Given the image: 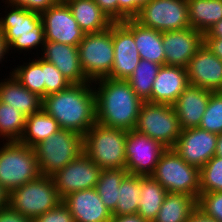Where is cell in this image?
Returning a JSON list of instances; mask_svg holds the SVG:
<instances>
[{"label":"cell","mask_w":222,"mask_h":222,"mask_svg":"<svg viewBox=\"0 0 222 222\" xmlns=\"http://www.w3.org/2000/svg\"><path fill=\"white\" fill-rule=\"evenodd\" d=\"M28 62L15 65L11 74L29 91L37 94L40 98L45 97L44 70H42V58H29Z\"/></svg>","instance_id":"cell-30"},{"label":"cell","mask_w":222,"mask_h":222,"mask_svg":"<svg viewBox=\"0 0 222 222\" xmlns=\"http://www.w3.org/2000/svg\"><path fill=\"white\" fill-rule=\"evenodd\" d=\"M200 193L222 192V157L213 156L199 169Z\"/></svg>","instance_id":"cell-35"},{"label":"cell","mask_w":222,"mask_h":222,"mask_svg":"<svg viewBox=\"0 0 222 222\" xmlns=\"http://www.w3.org/2000/svg\"><path fill=\"white\" fill-rule=\"evenodd\" d=\"M169 193L200 196L199 168L188 164L173 148L165 149L151 175Z\"/></svg>","instance_id":"cell-7"},{"label":"cell","mask_w":222,"mask_h":222,"mask_svg":"<svg viewBox=\"0 0 222 222\" xmlns=\"http://www.w3.org/2000/svg\"><path fill=\"white\" fill-rule=\"evenodd\" d=\"M26 116L0 101V140L19 141L25 130Z\"/></svg>","instance_id":"cell-34"},{"label":"cell","mask_w":222,"mask_h":222,"mask_svg":"<svg viewBox=\"0 0 222 222\" xmlns=\"http://www.w3.org/2000/svg\"><path fill=\"white\" fill-rule=\"evenodd\" d=\"M42 70H44L45 97L67 89L71 83L52 64L42 59Z\"/></svg>","instance_id":"cell-37"},{"label":"cell","mask_w":222,"mask_h":222,"mask_svg":"<svg viewBox=\"0 0 222 222\" xmlns=\"http://www.w3.org/2000/svg\"><path fill=\"white\" fill-rule=\"evenodd\" d=\"M62 201L75 222H109L112 218L95 188L72 192Z\"/></svg>","instance_id":"cell-20"},{"label":"cell","mask_w":222,"mask_h":222,"mask_svg":"<svg viewBox=\"0 0 222 222\" xmlns=\"http://www.w3.org/2000/svg\"><path fill=\"white\" fill-rule=\"evenodd\" d=\"M71 10L78 26L86 33H98L113 23L94 0H63Z\"/></svg>","instance_id":"cell-24"},{"label":"cell","mask_w":222,"mask_h":222,"mask_svg":"<svg viewBox=\"0 0 222 222\" xmlns=\"http://www.w3.org/2000/svg\"><path fill=\"white\" fill-rule=\"evenodd\" d=\"M135 130L155 139L162 146L174 148L181 128L173 105L143 102Z\"/></svg>","instance_id":"cell-9"},{"label":"cell","mask_w":222,"mask_h":222,"mask_svg":"<svg viewBox=\"0 0 222 222\" xmlns=\"http://www.w3.org/2000/svg\"><path fill=\"white\" fill-rule=\"evenodd\" d=\"M140 193L137 214L146 221L153 222L168 192L152 176H141Z\"/></svg>","instance_id":"cell-28"},{"label":"cell","mask_w":222,"mask_h":222,"mask_svg":"<svg viewBox=\"0 0 222 222\" xmlns=\"http://www.w3.org/2000/svg\"><path fill=\"white\" fill-rule=\"evenodd\" d=\"M40 57L52 63L71 84L90 82L82 71L77 46L45 41Z\"/></svg>","instance_id":"cell-19"},{"label":"cell","mask_w":222,"mask_h":222,"mask_svg":"<svg viewBox=\"0 0 222 222\" xmlns=\"http://www.w3.org/2000/svg\"><path fill=\"white\" fill-rule=\"evenodd\" d=\"M8 54H11L8 53V47L4 41V34L3 32L0 30V64L2 66V63L7 55V57L9 56Z\"/></svg>","instance_id":"cell-48"},{"label":"cell","mask_w":222,"mask_h":222,"mask_svg":"<svg viewBox=\"0 0 222 222\" xmlns=\"http://www.w3.org/2000/svg\"><path fill=\"white\" fill-rule=\"evenodd\" d=\"M33 222H75L68 207L61 201L55 208L39 215Z\"/></svg>","instance_id":"cell-39"},{"label":"cell","mask_w":222,"mask_h":222,"mask_svg":"<svg viewBox=\"0 0 222 222\" xmlns=\"http://www.w3.org/2000/svg\"><path fill=\"white\" fill-rule=\"evenodd\" d=\"M166 148L155 139L135 129L127 131L125 143L126 170L129 174L151 176Z\"/></svg>","instance_id":"cell-13"},{"label":"cell","mask_w":222,"mask_h":222,"mask_svg":"<svg viewBox=\"0 0 222 222\" xmlns=\"http://www.w3.org/2000/svg\"><path fill=\"white\" fill-rule=\"evenodd\" d=\"M189 85L212 92H222V60L203 44L187 67Z\"/></svg>","instance_id":"cell-18"},{"label":"cell","mask_w":222,"mask_h":222,"mask_svg":"<svg viewBox=\"0 0 222 222\" xmlns=\"http://www.w3.org/2000/svg\"><path fill=\"white\" fill-rule=\"evenodd\" d=\"M186 222H218L214 218L206 216L198 208L192 213V215L187 219Z\"/></svg>","instance_id":"cell-45"},{"label":"cell","mask_w":222,"mask_h":222,"mask_svg":"<svg viewBox=\"0 0 222 222\" xmlns=\"http://www.w3.org/2000/svg\"><path fill=\"white\" fill-rule=\"evenodd\" d=\"M0 101L18 109L26 117L42 108V98L25 88L11 72L7 78L0 79Z\"/></svg>","instance_id":"cell-23"},{"label":"cell","mask_w":222,"mask_h":222,"mask_svg":"<svg viewBox=\"0 0 222 222\" xmlns=\"http://www.w3.org/2000/svg\"><path fill=\"white\" fill-rule=\"evenodd\" d=\"M133 19V0H118V22Z\"/></svg>","instance_id":"cell-43"},{"label":"cell","mask_w":222,"mask_h":222,"mask_svg":"<svg viewBox=\"0 0 222 222\" xmlns=\"http://www.w3.org/2000/svg\"><path fill=\"white\" fill-rule=\"evenodd\" d=\"M133 36L142 60L165 65L162 32L140 25L133 19Z\"/></svg>","instance_id":"cell-25"},{"label":"cell","mask_w":222,"mask_h":222,"mask_svg":"<svg viewBox=\"0 0 222 222\" xmlns=\"http://www.w3.org/2000/svg\"><path fill=\"white\" fill-rule=\"evenodd\" d=\"M40 15L44 24L45 41L78 47L85 32L78 26L70 8L63 0Z\"/></svg>","instance_id":"cell-15"},{"label":"cell","mask_w":222,"mask_h":222,"mask_svg":"<svg viewBox=\"0 0 222 222\" xmlns=\"http://www.w3.org/2000/svg\"><path fill=\"white\" fill-rule=\"evenodd\" d=\"M42 108L61 129L84 135L96 121V97L93 83L71 84L67 89L42 99Z\"/></svg>","instance_id":"cell-2"},{"label":"cell","mask_w":222,"mask_h":222,"mask_svg":"<svg viewBox=\"0 0 222 222\" xmlns=\"http://www.w3.org/2000/svg\"><path fill=\"white\" fill-rule=\"evenodd\" d=\"M187 11L191 27L204 34L222 19V0H187Z\"/></svg>","instance_id":"cell-27"},{"label":"cell","mask_w":222,"mask_h":222,"mask_svg":"<svg viewBox=\"0 0 222 222\" xmlns=\"http://www.w3.org/2000/svg\"><path fill=\"white\" fill-rule=\"evenodd\" d=\"M92 83L97 123L126 131L135 129L143 101L129 82L105 77Z\"/></svg>","instance_id":"cell-1"},{"label":"cell","mask_w":222,"mask_h":222,"mask_svg":"<svg viewBox=\"0 0 222 222\" xmlns=\"http://www.w3.org/2000/svg\"><path fill=\"white\" fill-rule=\"evenodd\" d=\"M126 138V130L96 122L83 135V152L101 169H125Z\"/></svg>","instance_id":"cell-4"},{"label":"cell","mask_w":222,"mask_h":222,"mask_svg":"<svg viewBox=\"0 0 222 222\" xmlns=\"http://www.w3.org/2000/svg\"><path fill=\"white\" fill-rule=\"evenodd\" d=\"M196 209L195 197L168 192L153 222H186Z\"/></svg>","instance_id":"cell-26"},{"label":"cell","mask_w":222,"mask_h":222,"mask_svg":"<svg viewBox=\"0 0 222 222\" xmlns=\"http://www.w3.org/2000/svg\"><path fill=\"white\" fill-rule=\"evenodd\" d=\"M102 169L85 153L68 163L52 175V179L61 199L72 192L95 188Z\"/></svg>","instance_id":"cell-14"},{"label":"cell","mask_w":222,"mask_h":222,"mask_svg":"<svg viewBox=\"0 0 222 222\" xmlns=\"http://www.w3.org/2000/svg\"><path fill=\"white\" fill-rule=\"evenodd\" d=\"M204 38H222V19L204 33Z\"/></svg>","instance_id":"cell-47"},{"label":"cell","mask_w":222,"mask_h":222,"mask_svg":"<svg viewBox=\"0 0 222 222\" xmlns=\"http://www.w3.org/2000/svg\"><path fill=\"white\" fill-rule=\"evenodd\" d=\"M112 41L114 61L107 77L127 80L141 60L133 36V19L112 23Z\"/></svg>","instance_id":"cell-12"},{"label":"cell","mask_w":222,"mask_h":222,"mask_svg":"<svg viewBox=\"0 0 222 222\" xmlns=\"http://www.w3.org/2000/svg\"><path fill=\"white\" fill-rule=\"evenodd\" d=\"M188 85L185 67L162 65L153 82L151 103L173 105Z\"/></svg>","instance_id":"cell-21"},{"label":"cell","mask_w":222,"mask_h":222,"mask_svg":"<svg viewBox=\"0 0 222 222\" xmlns=\"http://www.w3.org/2000/svg\"><path fill=\"white\" fill-rule=\"evenodd\" d=\"M211 93L210 90L192 85L184 89L173 104L181 130L199 126Z\"/></svg>","instance_id":"cell-22"},{"label":"cell","mask_w":222,"mask_h":222,"mask_svg":"<svg viewBox=\"0 0 222 222\" xmlns=\"http://www.w3.org/2000/svg\"><path fill=\"white\" fill-rule=\"evenodd\" d=\"M204 44L222 60V38H204Z\"/></svg>","instance_id":"cell-44"},{"label":"cell","mask_w":222,"mask_h":222,"mask_svg":"<svg viewBox=\"0 0 222 222\" xmlns=\"http://www.w3.org/2000/svg\"><path fill=\"white\" fill-rule=\"evenodd\" d=\"M112 22H118V0H94Z\"/></svg>","instance_id":"cell-41"},{"label":"cell","mask_w":222,"mask_h":222,"mask_svg":"<svg viewBox=\"0 0 222 222\" xmlns=\"http://www.w3.org/2000/svg\"><path fill=\"white\" fill-rule=\"evenodd\" d=\"M3 3L13 6L23 7L29 11H35L42 13L48 10L50 7L56 5L60 0H2Z\"/></svg>","instance_id":"cell-40"},{"label":"cell","mask_w":222,"mask_h":222,"mask_svg":"<svg viewBox=\"0 0 222 222\" xmlns=\"http://www.w3.org/2000/svg\"><path fill=\"white\" fill-rule=\"evenodd\" d=\"M60 129L59 123L41 108L26 117L25 130L19 141L33 148Z\"/></svg>","instance_id":"cell-29"},{"label":"cell","mask_w":222,"mask_h":222,"mask_svg":"<svg viewBox=\"0 0 222 222\" xmlns=\"http://www.w3.org/2000/svg\"><path fill=\"white\" fill-rule=\"evenodd\" d=\"M61 201L52 177L43 175L9 193V207L33 221Z\"/></svg>","instance_id":"cell-8"},{"label":"cell","mask_w":222,"mask_h":222,"mask_svg":"<svg viewBox=\"0 0 222 222\" xmlns=\"http://www.w3.org/2000/svg\"><path fill=\"white\" fill-rule=\"evenodd\" d=\"M210 133H222V92H212L198 126Z\"/></svg>","instance_id":"cell-36"},{"label":"cell","mask_w":222,"mask_h":222,"mask_svg":"<svg viewBox=\"0 0 222 222\" xmlns=\"http://www.w3.org/2000/svg\"><path fill=\"white\" fill-rule=\"evenodd\" d=\"M109 222H148L141 218L138 214L112 216Z\"/></svg>","instance_id":"cell-46"},{"label":"cell","mask_w":222,"mask_h":222,"mask_svg":"<svg viewBox=\"0 0 222 222\" xmlns=\"http://www.w3.org/2000/svg\"><path fill=\"white\" fill-rule=\"evenodd\" d=\"M128 174L126 169H102L95 187L106 208L113 213L117 202L119 187Z\"/></svg>","instance_id":"cell-33"},{"label":"cell","mask_w":222,"mask_h":222,"mask_svg":"<svg viewBox=\"0 0 222 222\" xmlns=\"http://www.w3.org/2000/svg\"><path fill=\"white\" fill-rule=\"evenodd\" d=\"M140 192L141 176L128 173L119 187L118 202L112 216L137 214Z\"/></svg>","instance_id":"cell-31"},{"label":"cell","mask_w":222,"mask_h":222,"mask_svg":"<svg viewBox=\"0 0 222 222\" xmlns=\"http://www.w3.org/2000/svg\"><path fill=\"white\" fill-rule=\"evenodd\" d=\"M204 44V34L194 28L162 32L165 65L187 67L190 59Z\"/></svg>","instance_id":"cell-17"},{"label":"cell","mask_w":222,"mask_h":222,"mask_svg":"<svg viewBox=\"0 0 222 222\" xmlns=\"http://www.w3.org/2000/svg\"><path fill=\"white\" fill-rule=\"evenodd\" d=\"M133 19L142 26L160 32L191 27L187 0H150Z\"/></svg>","instance_id":"cell-11"},{"label":"cell","mask_w":222,"mask_h":222,"mask_svg":"<svg viewBox=\"0 0 222 222\" xmlns=\"http://www.w3.org/2000/svg\"><path fill=\"white\" fill-rule=\"evenodd\" d=\"M1 142L0 184L9 193L41 175L33 148L20 141Z\"/></svg>","instance_id":"cell-5"},{"label":"cell","mask_w":222,"mask_h":222,"mask_svg":"<svg viewBox=\"0 0 222 222\" xmlns=\"http://www.w3.org/2000/svg\"><path fill=\"white\" fill-rule=\"evenodd\" d=\"M41 175L51 177L82 153L83 135L60 129L33 147Z\"/></svg>","instance_id":"cell-6"},{"label":"cell","mask_w":222,"mask_h":222,"mask_svg":"<svg viewBox=\"0 0 222 222\" xmlns=\"http://www.w3.org/2000/svg\"><path fill=\"white\" fill-rule=\"evenodd\" d=\"M150 0H133V18L138 14L140 8Z\"/></svg>","instance_id":"cell-50"},{"label":"cell","mask_w":222,"mask_h":222,"mask_svg":"<svg viewBox=\"0 0 222 222\" xmlns=\"http://www.w3.org/2000/svg\"><path fill=\"white\" fill-rule=\"evenodd\" d=\"M197 208L206 216L222 222V192L200 193Z\"/></svg>","instance_id":"cell-38"},{"label":"cell","mask_w":222,"mask_h":222,"mask_svg":"<svg viewBox=\"0 0 222 222\" xmlns=\"http://www.w3.org/2000/svg\"><path fill=\"white\" fill-rule=\"evenodd\" d=\"M4 9L5 15L0 17V30L4 34L8 53L11 50L12 53L17 51L29 54L35 49L37 55H34L38 56L37 51H40V55L45 44L44 24L40 13L10 4L6 6V2Z\"/></svg>","instance_id":"cell-3"},{"label":"cell","mask_w":222,"mask_h":222,"mask_svg":"<svg viewBox=\"0 0 222 222\" xmlns=\"http://www.w3.org/2000/svg\"><path fill=\"white\" fill-rule=\"evenodd\" d=\"M9 207V192L0 184V209Z\"/></svg>","instance_id":"cell-49"},{"label":"cell","mask_w":222,"mask_h":222,"mask_svg":"<svg viewBox=\"0 0 222 222\" xmlns=\"http://www.w3.org/2000/svg\"><path fill=\"white\" fill-rule=\"evenodd\" d=\"M162 65L149 60H140L133 74L127 79L133 91L143 102H151L153 82Z\"/></svg>","instance_id":"cell-32"},{"label":"cell","mask_w":222,"mask_h":222,"mask_svg":"<svg viewBox=\"0 0 222 222\" xmlns=\"http://www.w3.org/2000/svg\"><path fill=\"white\" fill-rule=\"evenodd\" d=\"M0 222H33V220L12 210L10 207L0 209Z\"/></svg>","instance_id":"cell-42"},{"label":"cell","mask_w":222,"mask_h":222,"mask_svg":"<svg viewBox=\"0 0 222 222\" xmlns=\"http://www.w3.org/2000/svg\"><path fill=\"white\" fill-rule=\"evenodd\" d=\"M215 155L222 157V133L218 135Z\"/></svg>","instance_id":"cell-51"},{"label":"cell","mask_w":222,"mask_h":222,"mask_svg":"<svg viewBox=\"0 0 222 222\" xmlns=\"http://www.w3.org/2000/svg\"><path fill=\"white\" fill-rule=\"evenodd\" d=\"M78 50L82 71L90 82L107 77L114 61L112 24L104 31L86 33Z\"/></svg>","instance_id":"cell-10"},{"label":"cell","mask_w":222,"mask_h":222,"mask_svg":"<svg viewBox=\"0 0 222 222\" xmlns=\"http://www.w3.org/2000/svg\"><path fill=\"white\" fill-rule=\"evenodd\" d=\"M218 135L199 127L181 130L174 150L188 164L202 168L215 156Z\"/></svg>","instance_id":"cell-16"}]
</instances>
